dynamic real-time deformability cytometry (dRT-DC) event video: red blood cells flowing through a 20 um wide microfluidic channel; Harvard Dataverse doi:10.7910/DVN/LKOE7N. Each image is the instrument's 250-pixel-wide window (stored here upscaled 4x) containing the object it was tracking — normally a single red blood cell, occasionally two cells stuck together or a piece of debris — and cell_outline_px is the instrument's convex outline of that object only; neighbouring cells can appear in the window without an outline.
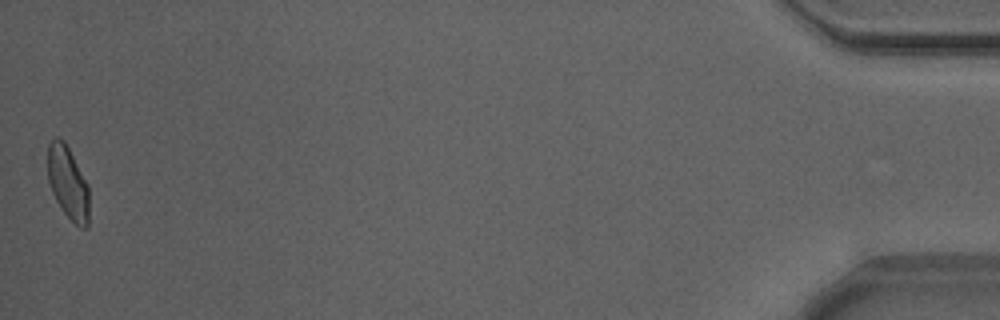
{"species": "Egyptian fruit bat (a non-hibernating species)", "species_latin": "Rousettus aegyptiacus", "temperature_condition": "warm", "stored_images_in_passage": 41, "camera_frame_rate_fps": 3000, "um_per_image_px": 0.085, "animal": {"sex": "male"}, "frame": {"image": 1, "passage_image": 41, "time_ms": 13.333, "image_size_px": [1000, 320], "cell_outline_px": [[88, 228], [80, 228], [64, 212], [56, 200], [52, 192], [48, 180], [48, 144], [56, 136], [60, 136], [64, 140], [88, 184]], "centroid_in_image_um": [5.77, 15.51], "position_along_channel_um": 429.4, "area_um2": 17.46}, "authors_computed_cell_mechanics": {"area_um2": 18.1492, "velocity_mm_per_s": 3.872, "shape_relaxation_time_tau1_ms": 3.5805, "shape_relaxation_time_tau2_ms": 0.9822, "deformation_change_tau1": 0.1453, "deformation_change_tau2": 0.077}}